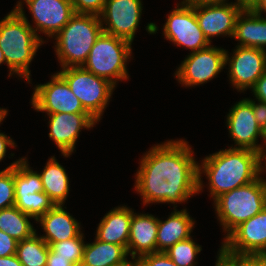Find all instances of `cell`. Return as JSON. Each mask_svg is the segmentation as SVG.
<instances>
[{"mask_svg": "<svg viewBox=\"0 0 266 266\" xmlns=\"http://www.w3.org/2000/svg\"><path fill=\"white\" fill-rule=\"evenodd\" d=\"M188 142L169 140L149 149L135 174L144 205L183 203L198 192V165Z\"/></svg>", "mask_w": 266, "mask_h": 266, "instance_id": "6da1fadb", "label": "cell"}, {"mask_svg": "<svg viewBox=\"0 0 266 266\" xmlns=\"http://www.w3.org/2000/svg\"><path fill=\"white\" fill-rule=\"evenodd\" d=\"M263 172L259 153L248 149H223L206 156L198 165V192L203 189L202 173L215 200L223 193L255 181Z\"/></svg>", "mask_w": 266, "mask_h": 266, "instance_id": "7a4b0ae2", "label": "cell"}, {"mask_svg": "<svg viewBox=\"0 0 266 266\" xmlns=\"http://www.w3.org/2000/svg\"><path fill=\"white\" fill-rule=\"evenodd\" d=\"M23 9L20 0L16 7L1 19L0 49L9 68L8 77L15 73L30 83L29 65L44 41L43 38L37 37Z\"/></svg>", "mask_w": 266, "mask_h": 266, "instance_id": "3957f363", "label": "cell"}, {"mask_svg": "<svg viewBox=\"0 0 266 266\" xmlns=\"http://www.w3.org/2000/svg\"><path fill=\"white\" fill-rule=\"evenodd\" d=\"M103 32L100 16L75 13L54 36L55 52L62 68L80 67Z\"/></svg>", "mask_w": 266, "mask_h": 266, "instance_id": "277c9868", "label": "cell"}, {"mask_svg": "<svg viewBox=\"0 0 266 266\" xmlns=\"http://www.w3.org/2000/svg\"><path fill=\"white\" fill-rule=\"evenodd\" d=\"M217 218L227 234L266 207V180L255 181L223 193L214 200Z\"/></svg>", "mask_w": 266, "mask_h": 266, "instance_id": "5b68a950", "label": "cell"}, {"mask_svg": "<svg viewBox=\"0 0 266 266\" xmlns=\"http://www.w3.org/2000/svg\"><path fill=\"white\" fill-rule=\"evenodd\" d=\"M131 45L125 39L102 32L82 67L116 87L119 80L129 79L126 65L131 58Z\"/></svg>", "mask_w": 266, "mask_h": 266, "instance_id": "8992f818", "label": "cell"}, {"mask_svg": "<svg viewBox=\"0 0 266 266\" xmlns=\"http://www.w3.org/2000/svg\"><path fill=\"white\" fill-rule=\"evenodd\" d=\"M57 73L66 81L84 109L99 122L110 102L115 86L82 66L62 68Z\"/></svg>", "mask_w": 266, "mask_h": 266, "instance_id": "52a82bcc", "label": "cell"}, {"mask_svg": "<svg viewBox=\"0 0 266 266\" xmlns=\"http://www.w3.org/2000/svg\"><path fill=\"white\" fill-rule=\"evenodd\" d=\"M166 39L177 46H183L196 52L210 45L199 27L195 5L181 1L175 9L170 12L163 26Z\"/></svg>", "mask_w": 266, "mask_h": 266, "instance_id": "ba28073f", "label": "cell"}, {"mask_svg": "<svg viewBox=\"0 0 266 266\" xmlns=\"http://www.w3.org/2000/svg\"><path fill=\"white\" fill-rule=\"evenodd\" d=\"M225 52V49L213 47L211 44L199 51L190 52L175 71L176 79L186 87L207 83L226 66Z\"/></svg>", "mask_w": 266, "mask_h": 266, "instance_id": "9c48e42d", "label": "cell"}, {"mask_svg": "<svg viewBox=\"0 0 266 266\" xmlns=\"http://www.w3.org/2000/svg\"><path fill=\"white\" fill-rule=\"evenodd\" d=\"M51 77V81L34 88L31 105L35 110L47 114L88 113L58 73Z\"/></svg>", "mask_w": 266, "mask_h": 266, "instance_id": "30bf717a", "label": "cell"}, {"mask_svg": "<svg viewBox=\"0 0 266 266\" xmlns=\"http://www.w3.org/2000/svg\"><path fill=\"white\" fill-rule=\"evenodd\" d=\"M225 56L230 83L240 92L251 89L266 71V50L237 45L231 57L228 51Z\"/></svg>", "mask_w": 266, "mask_h": 266, "instance_id": "8fae6325", "label": "cell"}, {"mask_svg": "<svg viewBox=\"0 0 266 266\" xmlns=\"http://www.w3.org/2000/svg\"><path fill=\"white\" fill-rule=\"evenodd\" d=\"M142 8L141 0H106L100 15L103 32L132 43L139 26Z\"/></svg>", "mask_w": 266, "mask_h": 266, "instance_id": "7c38bea8", "label": "cell"}, {"mask_svg": "<svg viewBox=\"0 0 266 266\" xmlns=\"http://www.w3.org/2000/svg\"><path fill=\"white\" fill-rule=\"evenodd\" d=\"M226 121L230 137L236 145L230 148L248 149L260 155V147L264 145L258 144L257 140L258 137L262 138V129L255 120L252 99L244 98L233 105Z\"/></svg>", "mask_w": 266, "mask_h": 266, "instance_id": "4fadbf2b", "label": "cell"}, {"mask_svg": "<svg viewBox=\"0 0 266 266\" xmlns=\"http://www.w3.org/2000/svg\"><path fill=\"white\" fill-rule=\"evenodd\" d=\"M242 10L235 2L195 5L199 27L210 44L211 38L215 36L233 37L236 20Z\"/></svg>", "mask_w": 266, "mask_h": 266, "instance_id": "5bb4252c", "label": "cell"}, {"mask_svg": "<svg viewBox=\"0 0 266 266\" xmlns=\"http://www.w3.org/2000/svg\"><path fill=\"white\" fill-rule=\"evenodd\" d=\"M227 252L256 255L266 247V207L237 226L221 245Z\"/></svg>", "mask_w": 266, "mask_h": 266, "instance_id": "9a60e30c", "label": "cell"}, {"mask_svg": "<svg viewBox=\"0 0 266 266\" xmlns=\"http://www.w3.org/2000/svg\"><path fill=\"white\" fill-rule=\"evenodd\" d=\"M35 23L33 28L49 38L54 36L69 22L75 14L71 0H23Z\"/></svg>", "mask_w": 266, "mask_h": 266, "instance_id": "2e32d148", "label": "cell"}, {"mask_svg": "<svg viewBox=\"0 0 266 266\" xmlns=\"http://www.w3.org/2000/svg\"><path fill=\"white\" fill-rule=\"evenodd\" d=\"M49 116V137L64 157L74 152L81 129L93 128L97 121L89 113H54Z\"/></svg>", "mask_w": 266, "mask_h": 266, "instance_id": "e0dca14e", "label": "cell"}, {"mask_svg": "<svg viewBox=\"0 0 266 266\" xmlns=\"http://www.w3.org/2000/svg\"><path fill=\"white\" fill-rule=\"evenodd\" d=\"M157 230V217L152 214H136L133 211L127 246L131 259L157 252Z\"/></svg>", "mask_w": 266, "mask_h": 266, "instance_id": "ac0fdd59", "label": "cell"}, {"mask_svg": "<svg viewBox=\"0 0 266 266\" xmlns=\"http://www.w3.org/2000/svg\"><path fill=\"white\" fill-rule=\"evenodd\" d=\"M63 207L64 205H55L36 221L45 232L40 237L47 244L65 241L81 233L80 223Z\"/></svg>", "mask_w": 266, "mask_h": 266, "instance_id": "d6986e66", "label": "cell"}, {"mask_svg": "<svg viewBox=\"0 0 266 266\" xmlns=\"http://www.w3.org/2000/svg\"><path fill=\"white\" fill-rule=\"evenodd\" d=\"M133 210L125 206L114 207L100 220L96 238L123 246L127 250Z\"/></svg>", "mask_w": 266, "mask_h": 266, "instance_id": "ffe728a7", "label": "cell"}, {"mask_svg": "<svg viewBox=\"0 0 266 266\" xmlns=\"http://www.w3.org/2000/svg\"><path fill=\"white\" fill-rule=\"evenodd\" d=\"M175 207H177L176 204L174 212L167 220L163 221L158 218L157 252H165L175 243L191 237L195 220L190 217L187 209L178 211Z\"/></svg>", "mask_w": 266, "mask_h": 266, "instance_id": "44dd1931", "label": "cell"}, {"mask_svg": "<svg viewBox=\"0 0 266 266\" xmlns=\"http://www.w3.org/2000/svg\"><path fill=\"white\" fill-rule=\"evenodd\" d=\"M233 38L239 41L238 46L266 50V17L243 9L237 17Z\"/></svg>", "mask_w": 266, "mask_h": 266, "instance_id": "7402d4cb", "label": "cell"}, {"mask_svg": "<svg viewBox=\"0 0 266 266\" xmlns=\"http://www.w3.org/2000/svg\"><path fill=\"white\" fill-rule=\"evenodd\" d=\"M127 250L120 245L107 243L95 237L93 243H86L81 266H119L128 259Z\"/></svg>", "mask_w": 266, "mask_h": 266, "instance_id": "603a6c76", "label": "cell"}, {"mask_svg": "<svg viewBox=\"0 0 266 266\" xmlns=\"http://www.w3.org/2000/svg\"><path fill=\"white\" fill-rule=\"evenodd\" d=\"M39 174L43 184V191L55 205H64L70 191L69 177L65 168L52 156Z\"/></svg>", "mask_w": 266, "mask_h": 266, "instance_id": "cb8c5ba5", "label": "cell"}, {"mask_svg": "<svg viewBox=\"0 0 266 266\" xmlns=\"http://www.w3.org/2000/svg\"><path fill=\"white\" fill-rule=\"evenodd\" d=\"M28 216L16 206L0 210V230L6 232L16 241H22L31 237L36 230L29 221Z\"/></svg>", "mask_w": 266, "mask_h": 266, "instance_id": "d4e9b609", "label": "cell"}, {"mask_svg": "<svg viewBox=\"0 0 266 266\" xmlns=\"http://www.w3.org/2000/svg\"><path fill=\"white\" fill-rule=\"evenodd\" d=\"M34 233L17 243L16 256L22 266H46L49 245Z\"/></svg>", "mask_w": 266, "mask_h": 266, "instance_id": "484cf974", "label": "cell"}, {"mask_svg": "<svg viewBox=\"0 0 266 266\" xmlns=\"http://www.w3.org/2000/svg\"><path fill=\"white\" fill-rule=\"evenodd\" d=\"M15 195H28L43 192L41 176L29 167L26 157L14 166Z\"/></svg>", "mask_w": 266, "mask_h": 266, "instance_id": "4316f807", "label": "cell"}, {"mask_svg": "<svg viewBox=\"0 0 266 266\" xmlns=\"http://www.w3.org/2000/svg\"><path fill=\"white\" fill-rule=\"evenodd\" d=\"M15 206L37 221L55 204L50 197L43 192H36L28 195H15Z\"/></svg>", "mask_w": 266, "mask_h": 266, "instance_id": "83f0119b", "label": "cell"}, {"mask_svg": "<svg viewBox=\"0 0 266 266\" xmlns=\"http://www.w3.org/2000/svg\"><path fill=\"white\" fill-rule=\"evenodd\" d=\"M202 247L194 242L192 237L179 241L171 246L165 254L177 266H195L197 255L201 252Z\"/></svg>", "mask_w": 266, "mask_h": 266, "instance_id": "f1b7e54d", "label": "cell"}, {"mask_svg": "<svg viewBox=\"0 0 266 266\" xmlns=\"http://www.w3.org/2000/svg\"><path fill=\"white\" fill-rule=\"evenodd\" d=\"M81 232L77 237L59 241L55 243H48L49 248L54 251L58 256L70 258V262L74 266H81L84 254V237Z\"/></svg>", "mask_w": 266, "mask_h": 266, "instance_id": "f546056e", "label": "cell"}, {"mask_svg": "<svg viewBox=\"0 0 266 266\" xmlns=\"http://www.w3.org/2000/svg\"><path fill=\"white\" fill-rule=\"evenodd\" d=\"M20 160L0 171V210L15 206L14 166Z\"/></svg>", "mask_w": 266, "mask_h": 266, "instance_id": "4dcf8cb0", "label": "cell"}, {"mask_svg": "<svg viewBox=\"0 0 266 266\" xmlns=\"http://www.w3.org/2000/svg\"><path fill=\"white\" fill-rule=\"evenodd\" d=\"M218 252L230 266H261V261L255 255H241L227 252L222 246Z\"/></svg>", "mask_w": 266, "mask_h": 266, "instance_id": "1f68e13d", "label": "cell"}, {"mask_svg": "<svg viewBox=\"0 0 266 266\" xmlns=\"http://www.w3.org/2000/svg\"><path fill=\"white\" fill-rule=\"evenodd\" d=\"M75 13L100 16L106 0H71Z\"/></svg>", "mask_w": 266, "mask_h": 266, "instance_id": "d6a6232c", "label": "cell"}, {"mask_svg": "<svg viewBox=\"0 0 266 266\" xmlns=\"http://www.w3.org/2000/svg\"><path fill=\"white\" fill-rule=\"evenodd\" d=\"M139 266H177L165 252H156L137 259Z\"/></svg>", "mask_w": 266, "mask_h": 266, "instance_id": "836d02e7", "label": "cell"}, {"mask_svg": "<svg viewBox=\"0 0 266 266\" xmlns=\"http://www.w3.org/2000/svg\"><path fill=\"white\" fill-rule=\"evenodd\" d=\"M17 243L18 241L0 230V257L16 254Z\"/></svg>", "mask_w": 266, "mask_h": 266, "instance_id": "e575fe53", "label": "cell"}, {"mask_svg": "<svg viewBox=\"0 0 266 266\" xmlns=\"http://www.w3.org/2000/svg\"><path fill=\"white\" fill-rule=\"evenodd\" d=\"M7 115H8L7 109L3 108L0 110V124L3 121V119L6 118ZM8 146L15 148V146L17 145H15V141H13L12 138L0 132V161H2L3 158L6 156Z\"/></svg>", "mask_w": 266, "mask_h": 266, "instance_id": "d590c367", "label": "cell"}, {"mask_svg": "<svg viewBox=\"0 0 266 266\" xmlns=\"http://www.w3.org/2000/svg\"><path fill=\"white\" fill-rule=\"evenodd\" d=\"M252 100V108L259 127L263 130L266 127V103Z\"/></svg>", "mask_w": 266, "mask_h": 266, "instance_id": "8d00e7d4", "label": "cell"}, {"mask_svg": "<svg viewBox=\"0 0 266 266\" xmlns=\"http://www.w3.org/2000/svg\"><path fill=\"white\" fill-rule=\"evenodd\" d=\"M256 101L266 103V71L251 88Z\"/></svg>", "mask_w": 266, "mask_h": 266, "instance_id": "74e56055", "label": "cell"}, {"mask_svg": "<svg viewBox=\"0 0 266 266\" xmlns=\"http://www.w3.org/2000/svg\"><path fill=\"white\" fill-rule=\"evenodd\" d=\"M46 266H74V265L70 262V258H64L63 256H58L54 251H52L49 248Z\"/></svg>", "mask_w": 266, "mask_h": 266, "instance_id": "f35d334b", "label": "cell"}, {"mask_svg": "<svg viewBox=\"0 0 266 266\" xmlns=\"http://www.w3.org/2000/svg\"><path fill=\"white\" fill-rule=\"evenodd\" d=\"M0 266H22L16 254L0 257Z\"/></svg>", "mask_w": 266, "mask_h": 266, "instance_id": "ab89813d", "label": "cell"}, {"mask_svg": "<svg viewBox=\"0 0 266 266\" xmlns=\"http://www.w3.org/2000/svg\"><path fill=\"white\" fill-rule=\"evenodd\" d=\"M252 10L258 14L261 15L264 13H266V0H259L255 6L252 8Z\"/></svg>", "mask_w": 266, "mask_h": 266, "instance_id": "60d3db41", "label": "cell"}, {"mask_svg": "<svg viewBox=\"0 0 266 266\" xmlns=\"http://www.w3.org/2000/svg\"><path fill=\"white\" fill-rule=\"evenodd\" d=\"M259 0H236V5L243 9H252Z\"/></svg>", "mask_w": 266, "mask_h": 266, "instance_id": "b9f144b4", "label": "cell"}, {"mask_svg": "<svg viewBox=\"0 0 266 266\" xmlns=\"http://www.w3.org/2000/svg\"><path fill=\"white\" fill-rule=\"evenodd\" d=\"M185 3L191 5H199V4H206V3H223L227 2V0H183Z\"/></svg>", "mask_w": 266, "mask_h": 266, "instance_id": "7bdbcfd3", "label": "cell"}, {"mask_svg": "<svg viewBox=\"0 0 266 266\" xmlns=\"http://www.w3.org/2000/svg\"><path fill=\"white\" fill-rule=\"evenodd\" d=\"M262 138L265 143L264 145H266V127L262 130ZM264 147H260V158L262 162L266 159V148L264 149Z\"/></svg>", "mask_w": 266, "mask_h": 266, "instance_id": "ee69618b", "label": "cell"}, {"mask_svg": "<svg viewBox=\"0 0 266 266\" xmlns=\"http://www.w3.org/2000/svg\"><path fill=\"white\" fill-rule=\"evenodd\" d=\"M217 256L215 266H230L219 254Z\"/></svg>", "mask_w": 266, "mask_h": 266, "instance_id": "f6af8a7d", "label": "cell"}, {"mask_svg": "<svg viewBox=\"0 0 266 266\" xmlns=\"http://www.w3.org/2000/svg\"><path fill=\"white\" fill-rule=\"evenodd\" d=\"M119 266H139L137 259L132 258V261H126L124 264Z\"/></svg>", "mask_w": 266, "mask_h": 266, "instance_id": "bcb514c9", "label": "cell"}, {"mask_svg": "<svg viewBox=\"0 0 266 266\" xmlns=\"http://www.w3.org/2000/svg\"><path fill=\"white\" fill-rule=\"evenodd\" d=\"M255 256L261 261V266H266V256L262 252Z\"/></svg>", "mask_w": 266, "mask_h": 266, "instance_id": "7dc6e473", "label": "cell"}, {"mask_svg": "<svg viewBox=\"0 0 266 266\" xmlns=\"http://www.w3.org/2000/svg\"><path fill=\"white\" fill-rule=\"evenodd\" d=\"M3 63H6V60H5L2 50L0 49V65Z\"/></svg>", "mask_w": 266, "mask_h": 266, "instance_id": "c3c4849f", "label": "cell"}, {"mask_svg": "<svg viewBox=\"0 0 266 266\" xmlns=\"http://www.w3.org/2000/svg\"><path fill=\"white\" fill-rule=\"evenodd\" d=\"M262 164L265 165V166H263V172H265V171H264V168L266 169V159L264 160V162H263Z\"/></svg>", "mask_w": 266, "mask_h": 266, "instance_id": "681fc988", "label": "cell"}, {"mask_svg": "<svg viewBox=\"0 0 266 266\" xmlns=\"http://www.w3.org/2000/svg\"><path fill=\"white\" fill-rule=\"evenodd\" d=\"M262 253L266 256V247H265V249L262 251Z\"/></svg>", "mask_w": 266, "mask_h": 266, "instance_id": "f907efd6", "label": "cell"}]
</instances>
